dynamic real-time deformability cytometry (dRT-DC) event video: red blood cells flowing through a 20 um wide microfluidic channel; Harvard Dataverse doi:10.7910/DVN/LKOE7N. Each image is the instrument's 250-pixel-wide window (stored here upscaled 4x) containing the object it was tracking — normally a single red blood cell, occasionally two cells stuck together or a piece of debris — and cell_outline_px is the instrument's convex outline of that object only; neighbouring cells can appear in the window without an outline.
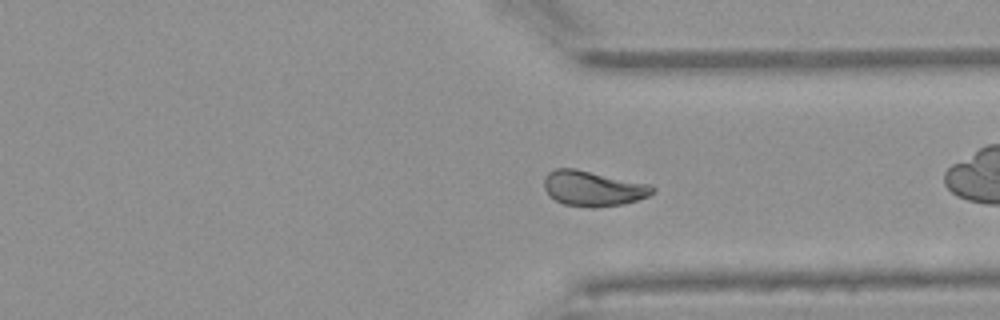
{"species": "Egyptian fruit bat (a non-hibernating species)", "species_latin": "Rousettus aegyptiacus", "temperature_condition": "warm", "stored_images_in_passage": 50, "camera_frame_rate_fps": 3000, "um_per_image_px": 0.085, "animal": {"sex": "female"}, "frame": {"image": 1, "passage_image": 36, "time_ms": 11.667, "image_size_px": [1000, 320], "cell_outline_px": [[656, 192], [648, 196], [624, 204], [596, 208], [592, 208], [564, 204], [556, 200], [544, 188], [544, 176], [548, 172], [556, 168], [576, 168], [648, 184], [656, 188]], "centroid_in_image_um": [50.42, 16.01], "position_along_channel_um": 361.0, "area_um2": 22.31}, "authors_computed_cell_mechanics": {"area_um2": 22.253, "velocity_mm_per_s": 3.9626, "shape_relaxation_time_tau1_ms": 10.4971, "shape_relaxation_time_tau2_ms": 4.083, "deformation_change_tau1": 0.2291, "deformation_change_tau2": 0.0955}}